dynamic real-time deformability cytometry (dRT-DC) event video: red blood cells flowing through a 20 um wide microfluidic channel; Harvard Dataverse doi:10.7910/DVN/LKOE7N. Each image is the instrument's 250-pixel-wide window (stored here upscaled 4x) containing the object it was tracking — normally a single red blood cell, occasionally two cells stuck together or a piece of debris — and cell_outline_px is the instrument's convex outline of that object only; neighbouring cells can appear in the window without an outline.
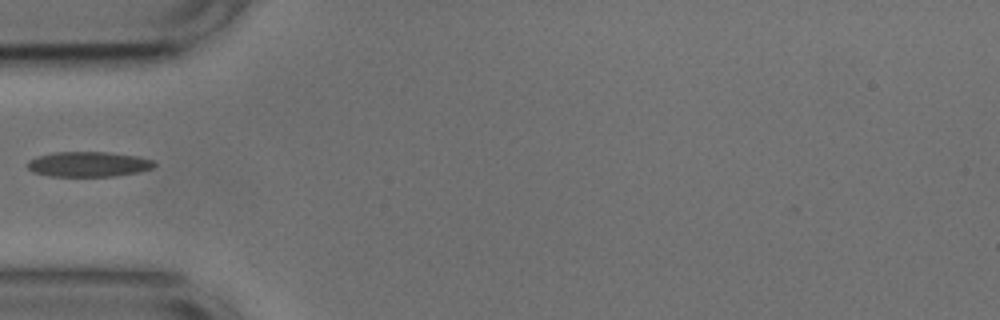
{"species": "common noctule bat (a hibernating species)", "species_latin": "Nyctalus noctula", "temperature_condition": "cold", "stored_images_in_passage": 37, "camera_frame_rate_fps": 3000, "um_per_image_px": 0.085, "animal": {"sex": "male", "body_mass_g": 17.9, "forearm_length_mm": 54.2}, "frame": {"image": 1, "passage_image": 1, "time_ms": 0.0, "image_size_px": [1000, 320], "cell_outline_px": [[156, 164], [152, 168], [136, 172], [116, 176], [52, 176], [32, 172], [28, 168], [28, 160], [36, 156], [52, 152], [108, 152], [136, 156], [152, 160]], "centroid_in_image_um": [7.47, 13.95], "position_along_channel_um": 77.5, "area_um2": 18.5}}
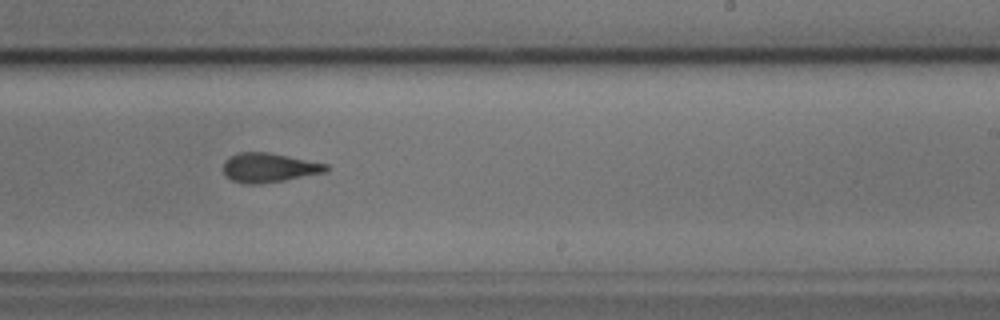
{"frame": {"image": 2, "passage_image": 16, "time_ms": 5.0, "image_size_px": [1000, 320], "cell_outline_px": [[328, 172], [284, 180], [260, 184], [244, 184], [232, 180], [224, 172], [224, 160], [228, 156], [240, 152], [268, 152], [328, 164]], "centroid_in_image_um": [22.86, 14.25], "position_along_channel_um": 266.1, "area_um2": 17.57}}
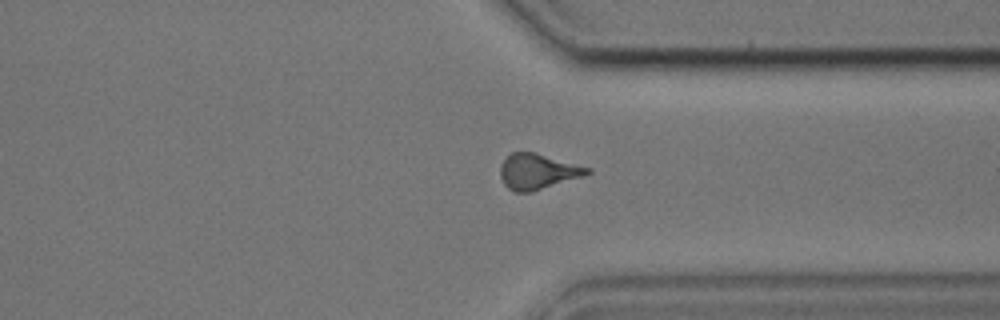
{"frame": {"image": 3, "passage_image": 24, "time_ms": 7.667, "image_size_px": [1000, 320], "cell_outline_px": [[592, 172], [584, 176], [532, 192], [512, 192], [504, 184], [500, 176], [500, 164], [512, 152], [536, 152], [592, 168]], "centroid_in_image_um": [45.72, 14.58], "position_along_channel_um": 365.7, "area_um2": 18.21}}